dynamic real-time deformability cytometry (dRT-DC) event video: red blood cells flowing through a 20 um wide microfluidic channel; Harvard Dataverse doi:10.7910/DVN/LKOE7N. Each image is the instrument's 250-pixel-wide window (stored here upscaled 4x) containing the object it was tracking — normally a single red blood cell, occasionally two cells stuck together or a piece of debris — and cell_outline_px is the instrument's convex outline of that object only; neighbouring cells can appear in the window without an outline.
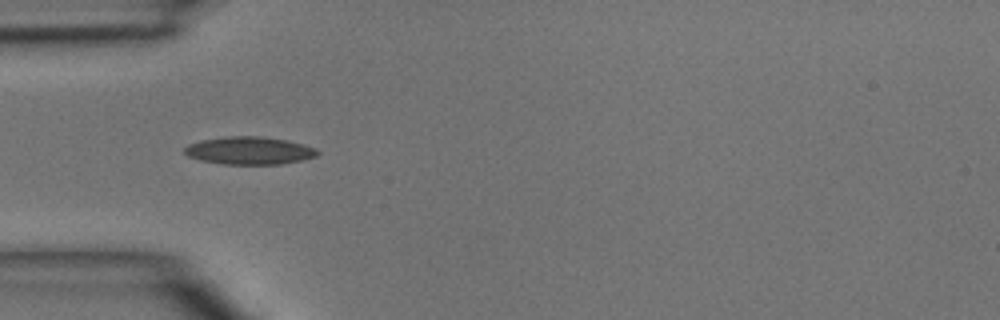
{"species": "common noctule bat (a hibernating species)", "species_latin": "Nyctalus noctula", "temperature_condition": "room temperature", "stored_images_in_passage": 5, "camera_frame_rate_fps": 3000, "um_per_image_px": 0.085, "animal": {"sex": "male", "body_mass_g": 15.6}, "frame": {"image": 1, "passage_image": 4, "time_ms": 4.333, "image_size_px": [1000, 320], "cell_outline_px": [[320, 152], [316, 156], [300, 160], [280, 164], [224, 164], [200, 160], [188, 156], [184, 152], [184, 148], [188, 144], [200, 140], [228, 136], [260, 136], [288, 140], [304, 144], [316, 148]], "centroid_in_image_um": [21.19, 12.79], "position_along_channel_um": 63.8, "area_um2": 21.5}}
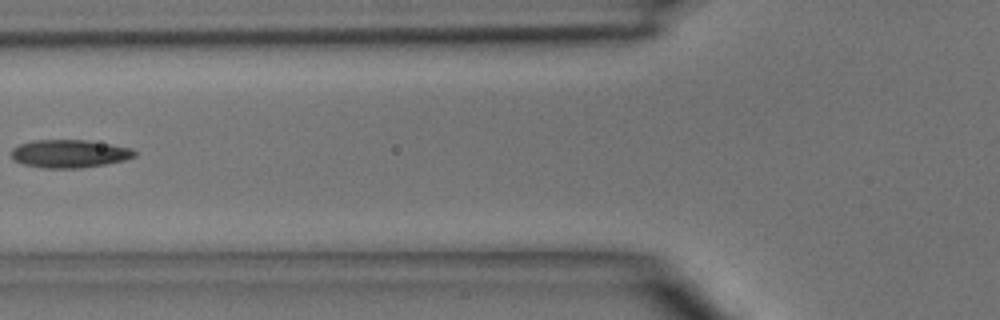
{"frame": {"image": 2, "passage_image": 5, "time_ms": 5.667, "image_size_px": [1000, 320], "cell_outline_px": [[136, 156], [124, 160], [104, 164], [80, 168], [44, 168], [20, 164], [12, 160], [12, 148], [20, 144], [32, 140], [88, 140], [132, 148], [136, 152]], "centroid_in_image_um": [5.87, 13.06], "position_along_channel_um": 119.9, "area_um2": 20.23}}